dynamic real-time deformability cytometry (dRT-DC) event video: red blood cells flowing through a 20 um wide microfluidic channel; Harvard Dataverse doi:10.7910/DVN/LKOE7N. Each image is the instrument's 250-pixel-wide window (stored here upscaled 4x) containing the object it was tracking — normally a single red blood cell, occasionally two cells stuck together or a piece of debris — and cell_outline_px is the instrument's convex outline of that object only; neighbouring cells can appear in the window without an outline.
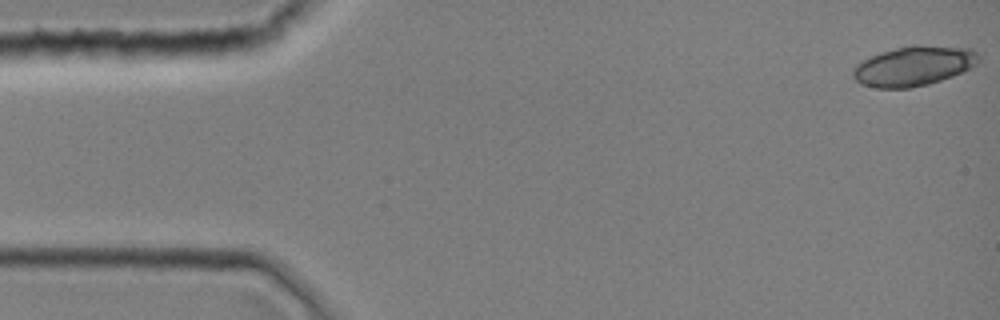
{"species": "common noctule bat (a hibernating species)", "species_latin": "Nyctalus noctula", "temperature_condition": "room temperature", "stored_images_in_passage": 12, "camera_frame_rate_fps": 3000, "um_per_image_px": 0.085, "animal": {"sex": "female", "body_mass_g": 19.0, "forearm_length_mm": 51.5}, "frame": {"image": 1, "passage_image": 1, "time_ms": 0.0, "image_size_px": [1000, 320], "cell_outline_px": [[980, 60], [972, 68], [952, 76], [928, 84], [908, 88], [876, 88], [860, 84], [852, 76], [852, 68], [856, 64], [880, 52], [912, 44], [972, 48], [976, 52]], "centroid_in_image_um": [77.66, 5.6], "position_along_channel_um": 7.3, "area_um2": 29.25}}
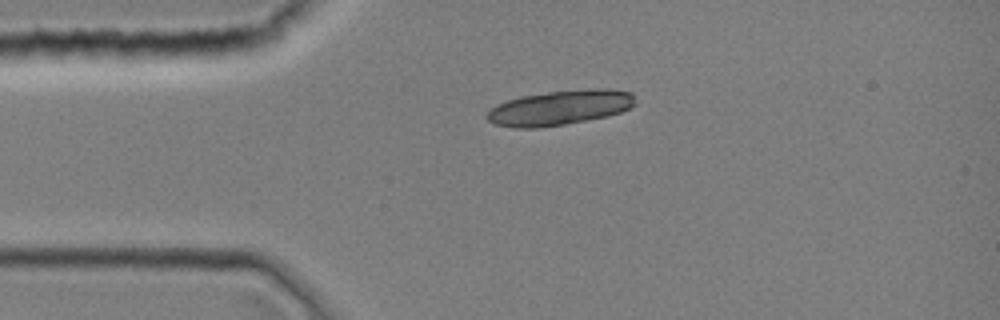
{"frame": {"image": 2, "passage_image": 9, "time_ms": 2.667, "image_size_px": [1000, 320], "cell_outline_px": [[636, 104], [620, 112], [608, 116], [564, 124], [536, 128], [512, 128], [496, 124], [488, 120], [484, 116], [496, 104], [520, 96], [548, 92], [588, 88], [608, 88], [632, 92]], "centroid_in_image_um": [47.59, 9.14], "position_along_channel_um": 37.4, "area_um2": 30.17}}